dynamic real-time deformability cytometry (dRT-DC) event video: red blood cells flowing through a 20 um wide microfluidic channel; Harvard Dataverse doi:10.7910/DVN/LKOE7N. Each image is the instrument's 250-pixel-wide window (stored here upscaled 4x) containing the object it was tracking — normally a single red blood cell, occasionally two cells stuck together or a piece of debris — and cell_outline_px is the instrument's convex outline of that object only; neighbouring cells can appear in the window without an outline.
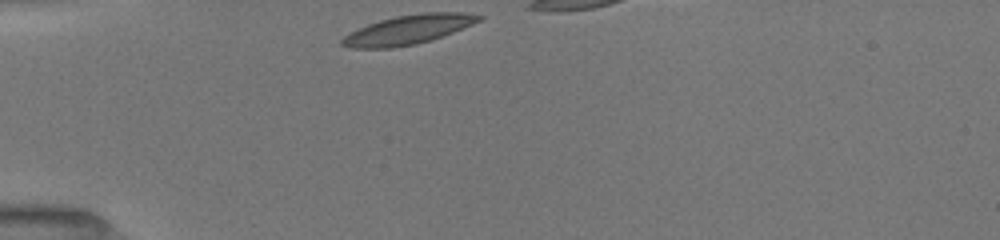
{"species": "common noctule bat (a hibernating species)", "species_latin": "Nyctalus noctula", "temperature_condition": "room temperature", "stored_images_in_passage": 7, "camera_frame_rate_fps": 3000, "um_per_image_px": 0.085, "animal": {"sex": "female", "body_mass_g": 19.5, "forearm_length_mm": 54.1}, "frame": {"image": 1, "passage_image": 1, "time_ms": 0.0, "image_size_px": [1000, 240], "cell_outline_px": [[484, 16], [480, 20], [472, 24], [452, 32], [428, 40], [412, 44], [392, 48], [348, 48], [340, 44], [340, 40], [348, 32], [368, 24], [380, 20], [396, 16], [424, 12], [464, 12]], "centroid_in_image_um": [34.63, 2.51], "position_along_channel_um": 50.4, "area_um2": 23.06}}
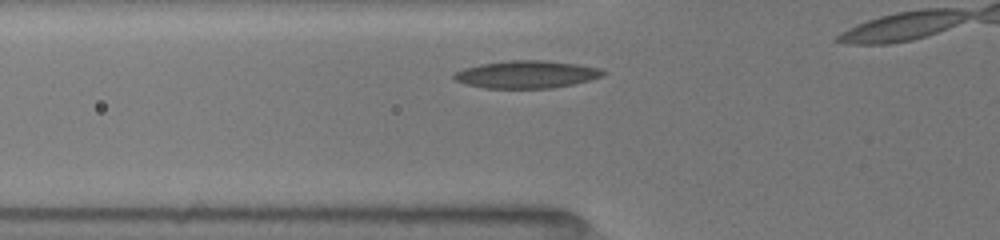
{"frame": {"image": 2, "passage_image": 4, "time_ms": 1.333, "image_size_px": [1000, 240], "cell_outline_px": [[604, 76], [572, 84], [552, 88], [484, 88], [468, 84], [456, 80], [452, 76], [456, 72], [464, 68], [480, 64], [508, 60], [544, 60], [576, 64], [600, 68], [604, 72]], "centroid_in_image_um": [44.75, 6.32], "position_along_channel_um": 81.0, "area_um2": 23.7}}
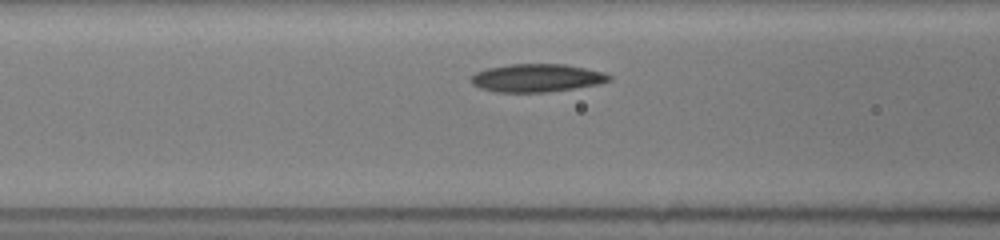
{"frame": {"image": 3, "passage_image": 6, "time_ms": 2.333, "image_size_px": [1000, 240], "cell_outline_px": [[612, 80], [600, 84], [544, 92], [496, 92], [480, 88], [472, 84], [468, 80], [476, 72], [488, 68], [508, 64], [564, 64], [604, 72], [612, 76]], "centroid_in_image_um": [45.61, 6.62], "position_along_channel_um": 121.0, "area_um2": 22.54}}